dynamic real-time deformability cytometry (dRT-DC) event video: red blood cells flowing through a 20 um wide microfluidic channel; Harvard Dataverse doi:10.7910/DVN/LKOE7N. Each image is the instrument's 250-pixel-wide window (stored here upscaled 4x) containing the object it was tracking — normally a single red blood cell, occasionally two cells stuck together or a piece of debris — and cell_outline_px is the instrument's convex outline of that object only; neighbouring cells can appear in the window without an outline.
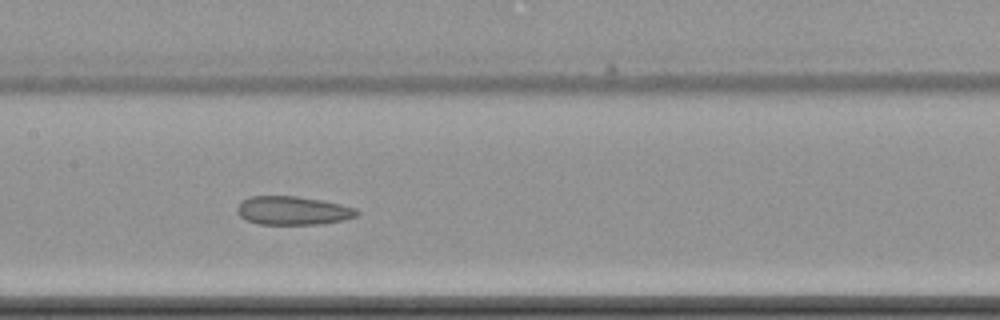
{"species": "common noctule bat (a hibernating species)", "species_latin": "Nyctalus noctula", "temperature_condition": "cold", "stored_images_in_passage": 10, "camera_frame_rate_fps": 3000, "um_per_image_px": 0.085, "animal": {"sex": "female", "body_mass_g": 22.7, "forearm_length_mm": 54.2}, "frame": {"image": 1, "passage_image": 9, "time_ms": 9.667, "image_size_px": [1000, 320], "cell_outline_px": [[360, 212], [356, 216], [344, 220], [320, 224], [260, 224], [248, 220], [240, 216], [236, 212], [236, 208], [240, 200], [252, 196], [296, 196], [324, 200], [356, 208]], "centroid_in_image_um": [24.89, 17.89], "position_along_channel_um": 182.5, "area_um2": 20.06}}
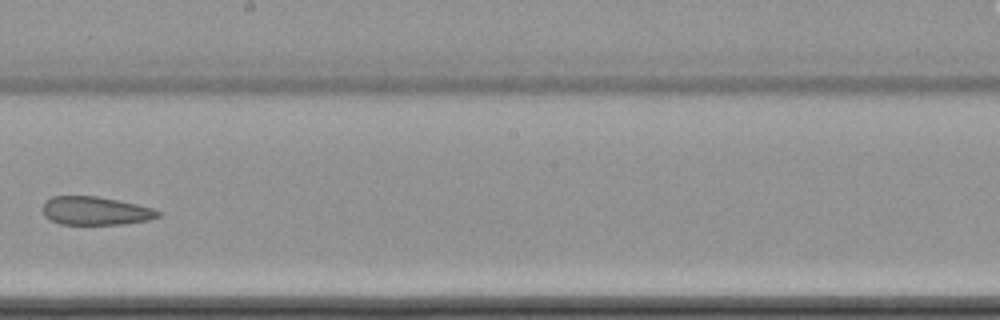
{"frame": {"image": 2, "passage_image": 10, "time_ms": 11.333, "image_size_px": [1000, 320], "cell_outline_px": [[160, 216], [148, 220], [124, 224], [60, 224], [44, 216], [44, 204], [52, 196], [96, 196], [136, 204], [152, 208], [160, 212]], "centroid_in_image_um": [8.13, 17.92], "position_along_channel_um": 240.1, "area_um2": 18.79}}